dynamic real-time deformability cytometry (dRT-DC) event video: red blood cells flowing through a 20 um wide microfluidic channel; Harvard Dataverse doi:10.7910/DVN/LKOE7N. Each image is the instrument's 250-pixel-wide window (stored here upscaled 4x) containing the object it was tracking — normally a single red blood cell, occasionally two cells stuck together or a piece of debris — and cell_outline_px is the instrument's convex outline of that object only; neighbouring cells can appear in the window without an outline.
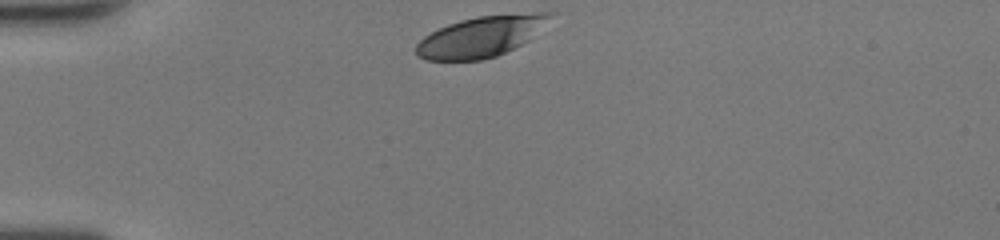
{"species": "human", "species_latin": "Homo sapiens", "temperature_condition": "room temperature", "stored_images_in_passage": 30, "camera_frame_rate_fps": 3000, "um_per_image_px": 0.085, "donor": {"sex": "female"}, "frame": {"image": 1, "passage_image": 1, "time_ms": 0.0, "image_size_px": [1000, 240], "cell_outline_px": [[556, 12], [528, 40], [496, 56], [480, 60], [428, 60], [420, 56], [416, 52], [416, 44], [424, 36], [448, 24], [460, 20], [480, 16], [536, 12]], "centroid_in_image_um": [40.87, 3.1], "position_along_channel_um": 44.1, "area_um2": 31.1}}
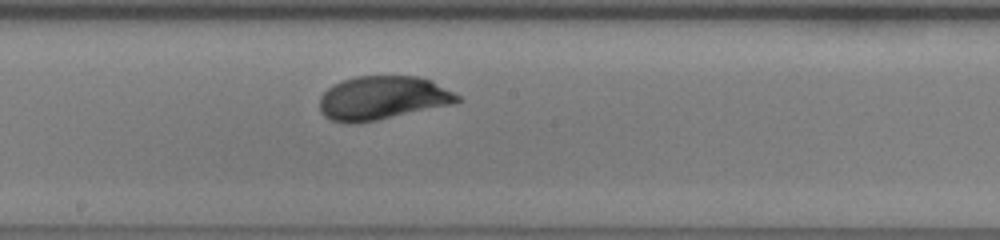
{"frame": {"image": 2, "passage_image": 16, "time_ms": 5.0, "image_size_px": [1000, 240], "cell_outline_px": [[460, 100], [456, 104], [360, 124], [344, 124], [332, 120], [324, 116], [320, 112], [320, 96], [332, 84], [356, 76], [416, 76], [432, 80], [460, 96]], "centroid_in_image_um": [32.51, 8.35], "position_along_channel_um": 215.7, "area_um2": 35.6}}
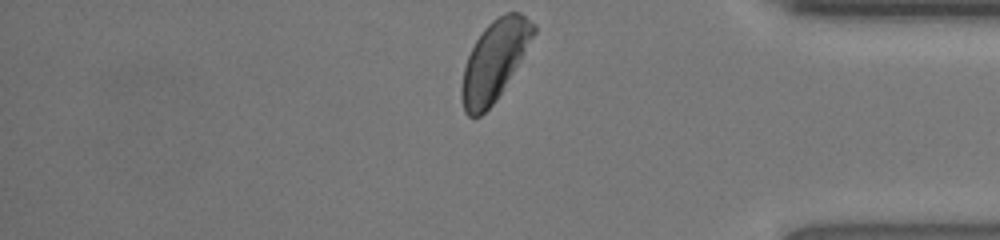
{"frame": {"image": 3, "passage_image": 30, "time_ms": 9.667, "image_size_px": [1000, 240], "cell_outline_px": [[536, 32], [496, 100], [480, 116], [468, 116], [464, 112], [460, 96], [460, 88], [464, 68], [468, 56], [476, 40], [484, 28], [492, 20], [504, 12], [520, 12], [536, 24]], "centroid_in_image_um": [42.01, 5.14], "position_along_channel_um": 393.2, "area_um2": 32.89}, "authors_computed_cell_mechanics": {"area_um2": 35.0846, "velocity_mm_per_s": 4.192, "shape_relaxation_time_tau1_ms": 2.8131, "shape_relaxation_time_tau2_ms": null, "deformation_change_tau1": 0.1473, "deformation_change_tau2": null}}